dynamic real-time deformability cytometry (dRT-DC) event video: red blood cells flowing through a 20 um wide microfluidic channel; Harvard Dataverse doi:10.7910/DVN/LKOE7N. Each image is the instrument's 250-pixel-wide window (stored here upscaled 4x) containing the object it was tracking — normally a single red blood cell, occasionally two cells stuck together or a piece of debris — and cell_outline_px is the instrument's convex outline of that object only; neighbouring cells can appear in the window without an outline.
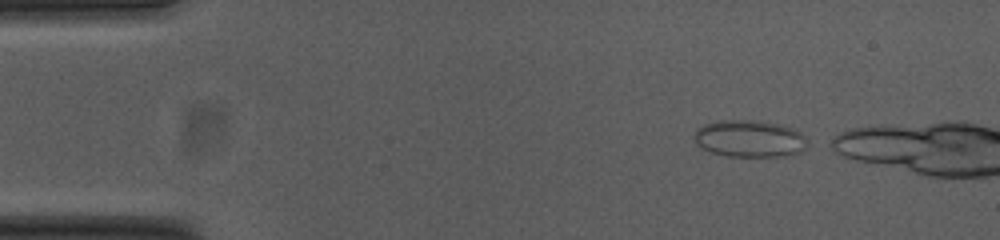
{"species": "common noctule bat (a hibernating species)", "species_latin": "Nyctalus noctula", "temperature_condition": "cold", "stored_images_in_passage": 5, "camera_frame_rate_fps": 3000, "um_per_image_px": 0.085, "animal": {"sex": "female", "body_mass_g": 23.0, "forearm_length_mm": 53.4}, "frame": {"image": 1, "passage_image": 1, "time_ms": 0.0, "image_size_px": [1000, 240], "cell_outline_px": [[816, 144], [800, 152], [784, 156], [728, 156], [712, 152], [700, 148], [696, 144], [696, 128], [704, 124], [716, 120], [764, 120], [780, 124], [792, 128], [800, 132]], "centroid_in_image_um": [63.81, 11.78], "position_along_channel_um": 21.2, "area_um2": 25.09}}